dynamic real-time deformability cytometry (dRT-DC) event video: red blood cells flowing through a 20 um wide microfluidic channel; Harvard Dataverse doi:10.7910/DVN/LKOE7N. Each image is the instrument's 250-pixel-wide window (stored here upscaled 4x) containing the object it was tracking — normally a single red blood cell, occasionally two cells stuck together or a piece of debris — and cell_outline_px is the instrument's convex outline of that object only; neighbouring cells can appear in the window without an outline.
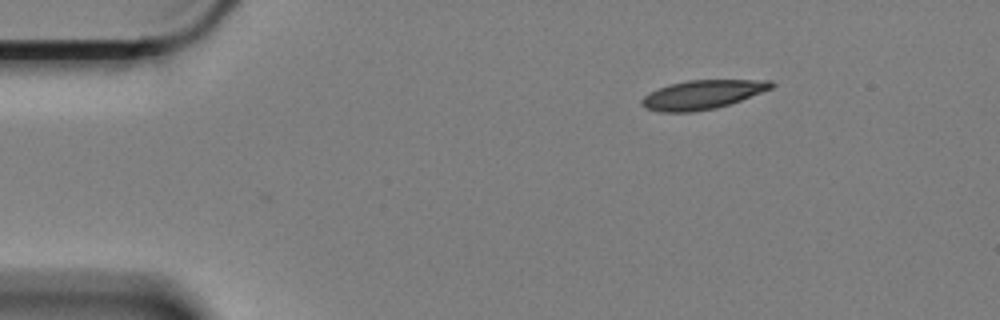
{"species": "Egyptian fruit bat (a non-hibernating species)", "species_latin": "Rousettus aegyptiacus", "temperature_condition": "cold", "stored_images_in_passage": 2, "camera_frame_rate_fps": 3000, "um_per_image_px": 0.085, "animal": {"sex": "female"}, "frame": {"image": 1, "passage_image": 1, "time_ms": 0.0, "image_size_px": [1000, 320], "cell_outline_px": [[776, 84], [772, 88], [740, 100], [716, 108], [692, 112], [660, 112], [644, 108], [640, 104], [640, 100], [648, 92], [668, 84], [688, 80], [772, 80]], "centroid_in_image_um": [59.65, 8.04], "position_along_channel_um": 25.4, "area_um2": 21.96}}